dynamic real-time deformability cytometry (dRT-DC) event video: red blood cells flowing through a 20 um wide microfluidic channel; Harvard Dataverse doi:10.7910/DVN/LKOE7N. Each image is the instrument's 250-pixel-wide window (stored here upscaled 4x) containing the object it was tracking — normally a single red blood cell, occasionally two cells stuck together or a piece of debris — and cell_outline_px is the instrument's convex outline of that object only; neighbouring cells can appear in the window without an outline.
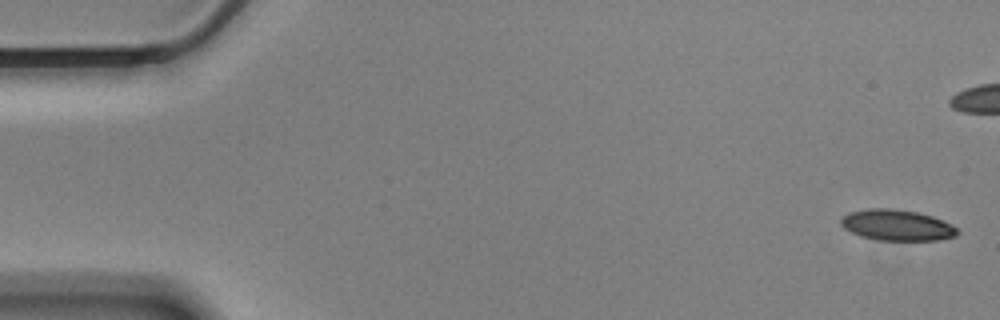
{"species": "Egyptian fruit bat (a non-hibernating species)", "species_latin": "Rousettus aegyptiacus", "temperature_condition": "cold", "stored_images_in_passage": 58, "camera_frame_rate_fps": 3000, "um_per_image_px": 0.085, "animal": {"sex": "male"}, "frame": {"image": 1, "passage_image": 1, "time_ms": 0.0, "image_size_px": [1000, 320], "cell_outline_px": [[960, 232], [956, 236], [936, 240], [880, 240], [860, 236], [844, 228], [840, 224], [840, 220], [848, 212], [868, 208], [892, 208], [916, 212], [932, 216], [956, 228]], "centroid_in_image_um": [76.2, 19.13], "position_along_channel_um": 8.8, "area_um2": 20.81}}
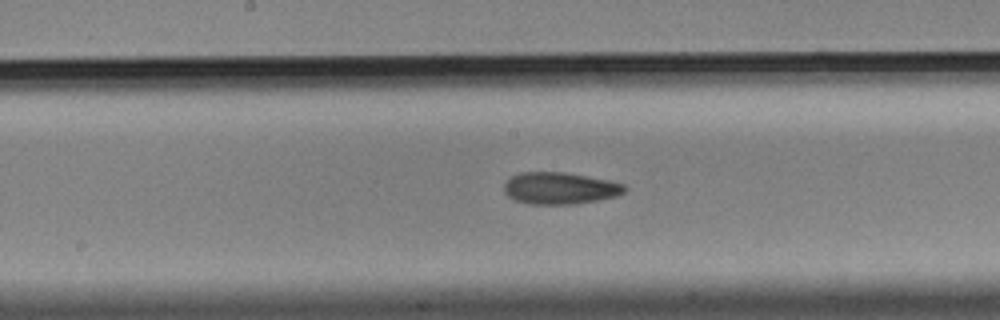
{"frame": {"image": 2, "passage_image": 29, "time_ms": 9.333, "image_size_px": [1000, 320], "cell_outline_px": [[628, 188], [624, 192], [616, 196], [600, 200], [576, 204], [528, 204], [512, 200], [504, 192], [504, 184], [512, 176], [520, 172], [564, 172], [608, 180], [624, 184]], "centroid_in_image_um": [47.58, 16.01], "position_along_channel_um": 200.6, "area_um2": 22.54}}
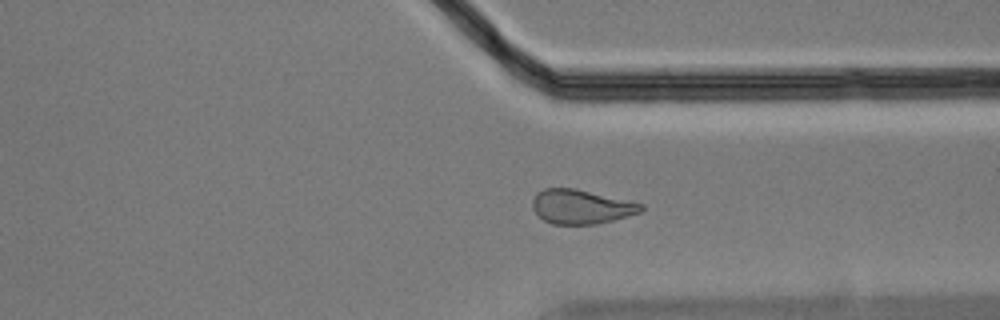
{"frame": {"image": 3, "passage_image": 43, "time_ms": 14.0, "image_size_px": [1000, 320], "cell_outline_px": [[644, 208], [640, 212], [628, 216], [596, 224], [552, 224], [544, 220], [532, 208], [532, 200], [536, 192], [544, 188], [576, 188], [644, 204]], "centroid_in_image_um": [49.38, 17.56], "position_along_channel_um": 362.0, "area_um2": 21.68}, "authors_computed_cell_mechanics": {"area_um2": 22.4264, "velocity_mm_per_s": 3.4626, "shape_relaxation_time_tau1_ms": 9.1083, "shape_relaxation_time_tau2_ms": 5.2585, "deformation_change_tau1": 0.1772, "deformation_change_tau2": 0.1192}}